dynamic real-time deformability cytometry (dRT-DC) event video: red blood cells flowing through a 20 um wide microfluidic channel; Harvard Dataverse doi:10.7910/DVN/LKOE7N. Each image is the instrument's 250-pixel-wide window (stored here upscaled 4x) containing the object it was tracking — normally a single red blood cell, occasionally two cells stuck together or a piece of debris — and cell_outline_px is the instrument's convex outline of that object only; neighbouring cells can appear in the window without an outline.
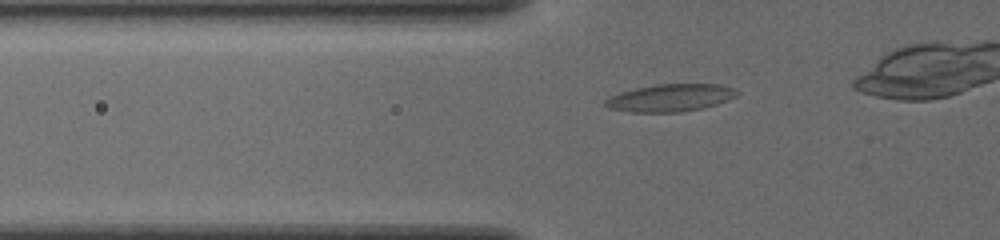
{"species": "common noctule bat (a hibernating species)", "species_latin": "Nyctalus noctula", "temperature_condition": "cold", "stored_images_in_passage": 33, "camera_frame_rate_fps": 3000, "um_per_image_px": 0.085, "animal": {"sex": "female", "body_mass_g": 19.5, "forearm_length_mm": 54.1}, "frame": {"image": 1, "passage_image": 7, "time_ms": 2.0, "image_size_px": [1000, 240], "cell_outline_px": [[740, 92], [736, 96], [728, 100], [704, 108], [680, 112], [632, 112], [608, 108], [604, 104], [604, 100], [620, 92], [652, 84], [720, 84], [736, 88]], "centroid_in_image_um": [57.01, 8.31], "position_along_channel_um": 68.8, "area_um2": 21.21}}
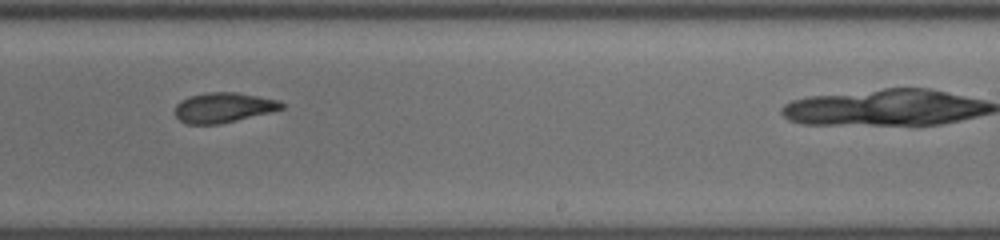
{"frame": {"image": 2, "passage_image": 23, "time_ms": 7.333, "image_size_px": [1000, 240], "cell_outline_px": [[284, 108], [268, 112], [216, 124], [188, 124], [180, 120], [176, 116], [176, 104], [180, 100], [188, 96], [204, 92], [236, 92], [280, 100], [284, 104]], "centroid_in_image_um": [18.96, 9.11], "position_along_channel_um": 270.0, "area_um2": 18.38}}
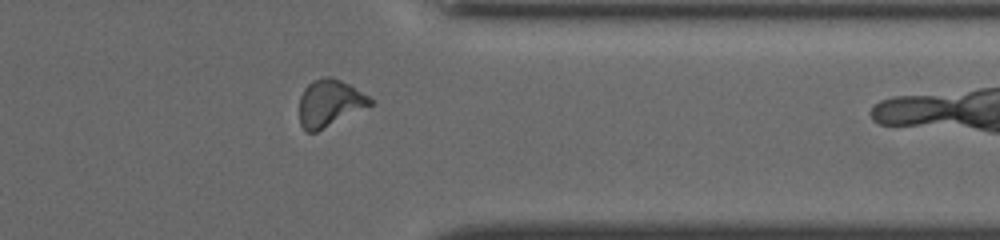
{"frame": {"image": 3, "passage_image": 32, "time_ms": 10.333, "image_size_px": [1000, 240], "cell_outline_px": [[372, 104], [316, 132], [308, 132], [300, 124], [300, 96], [304, 88], [312, 80], [324, 76], [328, 76], [340, 80], [348, 84], [368, 96], [372, 100]], "centroid_in_image_um": [27.98, 8.74], "position_along_channel_um": 383.4, "area_um2": 18.96}}